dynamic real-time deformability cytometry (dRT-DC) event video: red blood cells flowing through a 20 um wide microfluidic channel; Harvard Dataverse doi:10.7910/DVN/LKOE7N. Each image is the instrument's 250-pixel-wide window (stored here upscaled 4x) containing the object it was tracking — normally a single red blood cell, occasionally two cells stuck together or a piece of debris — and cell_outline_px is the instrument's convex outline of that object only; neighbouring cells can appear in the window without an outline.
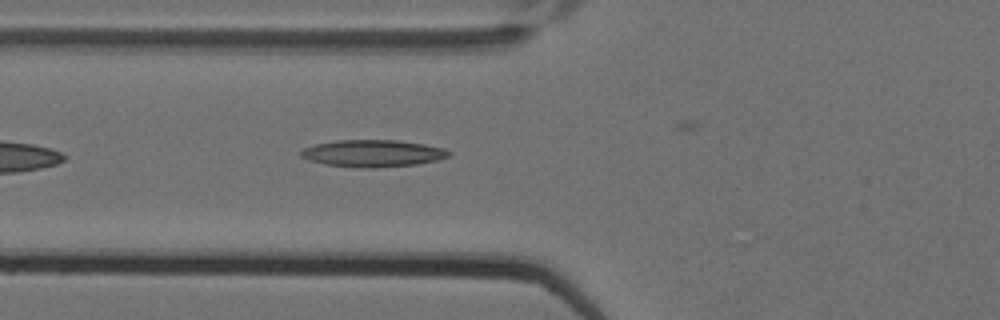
{"species": "Egyptian fruit bat (a non-hibernating species)", "species_latin": "Rousettus aegyptiacus", "temperature_condition": "cold", "stored_images_in_passage": 6, "camera_frame_rate_fps": 3000, "um_per_image_px": 0.085, "animal": {"sex": "female"}, "frame": {"image": 1, "passage_image": 6, "time_ms": 1.667, "image_size_px": [1000, 320], "cell_outline_px": [[452, 152], [448, 156], [436, 160], [416, 164], [376, 168], [356, 168], [324, 164], [308, 160], [300, 156], [300, 152], [304, 148], [316, 144], [336, 140], [396, 140], [424, 144], [444, 148]], "centroid_in_image_um": [31.66, 13.04], "position_along_channel_um": 94.1, "area_um2": 23.35}}